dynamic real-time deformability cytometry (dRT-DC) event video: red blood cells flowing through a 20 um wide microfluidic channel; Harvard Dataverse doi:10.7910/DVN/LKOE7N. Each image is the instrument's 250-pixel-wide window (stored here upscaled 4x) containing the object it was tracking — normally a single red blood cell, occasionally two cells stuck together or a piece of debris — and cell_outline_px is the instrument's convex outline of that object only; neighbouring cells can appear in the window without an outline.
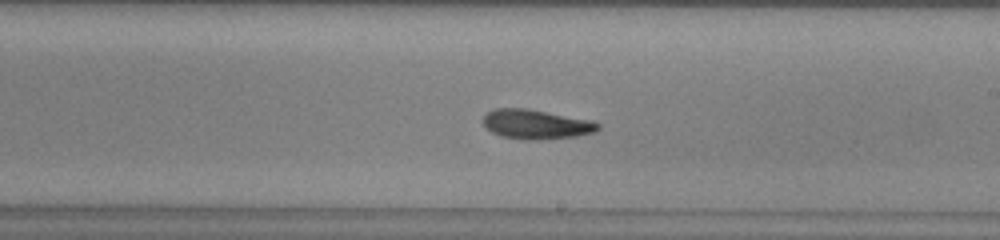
{"species": "common noctule bat (a hibernating species)", "species_latin": "Nyctalus noctula", "temperature_condition": "warm", "stored_images_in_passage": 37, "camera_frame_rate_fps": 3000, "um_per_image_px": 0.085, "animal": {"sex": "male", "body_mass_g": 13.0, "forearm_length_mm": 53.1}, "frame": {"image": 1, "passage_image": 14, "time_ms": 4.333, "image_size_px": [1000, 240], "cell_outline_px": [[600, 128], [596, 132], [576, 136], [540, 140], [524, 140], [500, 136], [492, 132], [484, 124], [484, 116], [488, 112], [496, 108], [524, 108], [592, 120], [600, 124]], "centroid_in_image_um": [45.6, 10.58], "position_along_channel_um": 243.4, "area_um2": 19.71}}
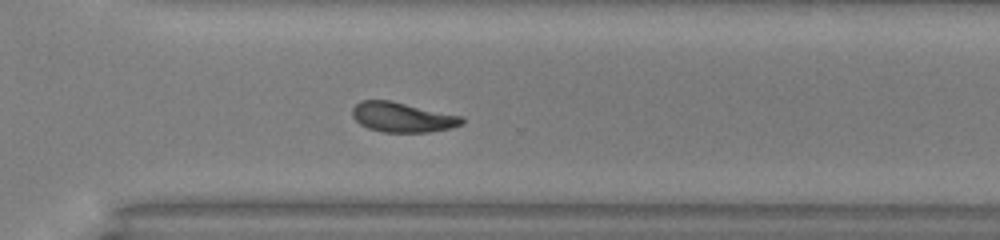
{"frame": {"image": 2, "passage_image": 21, "time_ms": 6.667, "image_size_px": [1000, 240], "cell_outline_px": [[464, 124], [452, 128], [428, 132], [384, 132], [368, 128], [360, 124], [352, 116], [352, 108], [360, 100], [392, 100], [464, 116]], "centroid_in_image_um": [34.24, 9.95], "position_along_channel_um": 336.4, "area_um2": 19.36}}
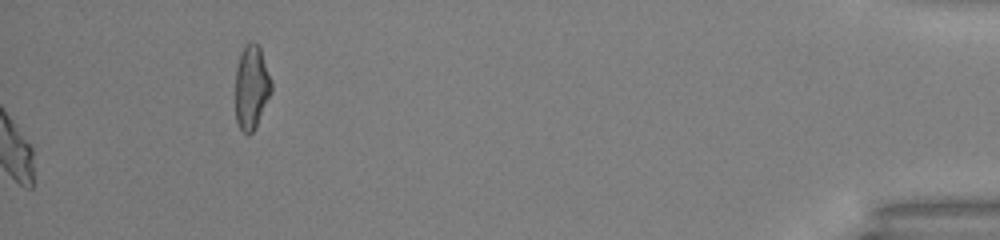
{"frame": {"image": 3, "passage_image": 37, "time_ms": 12.0, "image_size_px": [1000, 240], "cell_outline_px": [[272, 92], [252, 132], [248, 136], [240, 128], [236, 120], [236, 68], [240, 52], [244, 44], [256, 44], [260, 48], [272, 84]], "centroid_in_image_um": [21.36, 7.42], "position_along_channel_um": 413.8, "area_um2": 17.28}}